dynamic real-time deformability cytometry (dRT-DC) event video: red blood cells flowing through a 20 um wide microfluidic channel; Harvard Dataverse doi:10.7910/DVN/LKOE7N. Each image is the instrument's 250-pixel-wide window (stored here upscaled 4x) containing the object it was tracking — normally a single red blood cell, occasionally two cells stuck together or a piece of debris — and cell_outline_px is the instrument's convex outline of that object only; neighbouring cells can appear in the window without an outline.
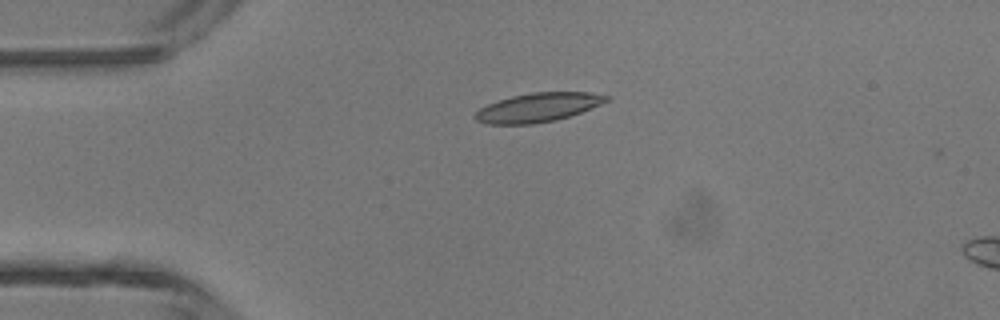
{"species": "common noctule bat (a hibernating species)", "species_latin": "Nyctalus noctula", "temperature_condition": "room temperature", "stored_images_in_passage": 6, "camera_frame_rate_fps": 3000, "um_per_image_px": 0.085, "animal": {"sex": "male", "body_mass_g": 13.3}, "frame": {"image": 1, "passage_image": 4, "time_ms": 1.0, "image_size_px": [1000, 320], "cell_outline_px": [[612, 96], [608, 100], [600, 104], [580, 112], [556, 120], [532, 124], [488, 124], [476, 120], [472, 116], [480, 108], [488, 104], [512, 96], [532, 92], [588, 92]], "centroid_in_image_um": [45.72, 9.13], "position_along_channel_um": 39.3, "area_um2": 21.96}}